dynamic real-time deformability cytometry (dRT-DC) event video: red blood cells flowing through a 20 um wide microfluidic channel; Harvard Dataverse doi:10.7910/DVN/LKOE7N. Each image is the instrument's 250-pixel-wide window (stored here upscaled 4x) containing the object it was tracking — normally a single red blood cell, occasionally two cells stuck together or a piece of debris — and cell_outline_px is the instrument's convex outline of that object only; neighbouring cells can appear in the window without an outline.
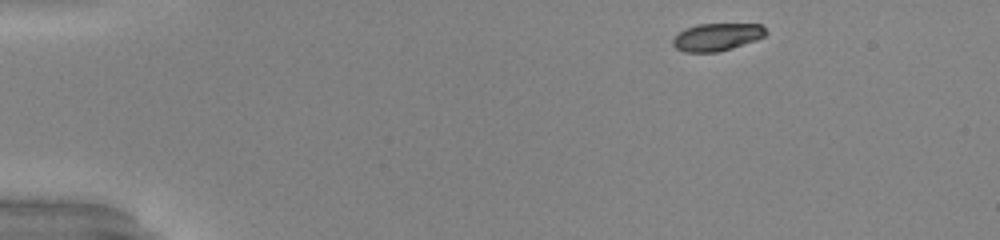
{"species": "common noctule bat (a hibernating species)", "species_latin": "Nyctalus noctula", "temperature_condition": "warm", "stored_images_in_passage": 45, "camera_frame_rate_fps": 3000, "um_per_image_px": 0.085, "animal": {"sex": "male", "body_mass_g": 20.0, "forearm_length_mm": 53.3}, "frame": {"image": 1, "passage_image": 1, "time_ms": 0.0, "image_size_px": [1000, 240], "cell_outline_px": [[768, 32], [764, 36], [756, 40], [732, 48], [716, 52], [684, 52], [676, 48], [672, 44], [672, 40], [684, 28], [696, 24], [760, 24]], "centroid_in_image_um": [60.92, 3.14], "position_along_channel_um": 24.1, "area_um2": 14.91}}
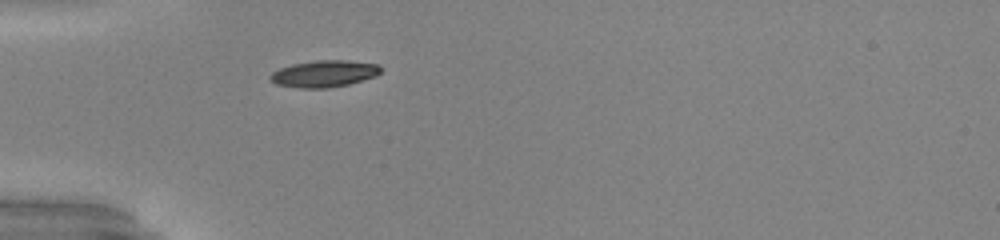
{"frame": {"image": 2, "passage_image": 10, "time_ms": 3.0, "image_size_px": [1000, 240], "cell_outline_px": [[380, 72], [376, 76], [348, 84], [328, 88], [296, 88], [276, 84], [268, 80], [268, 76], [272, 72], [280, 68], [292, 64], [316, 60], [348, 60], [376, 64], [380, 68]], "centroid_in_image_um": [27.49, 6.27], "position_along_channel_um": 57.5, "area_um2": 17.28}}
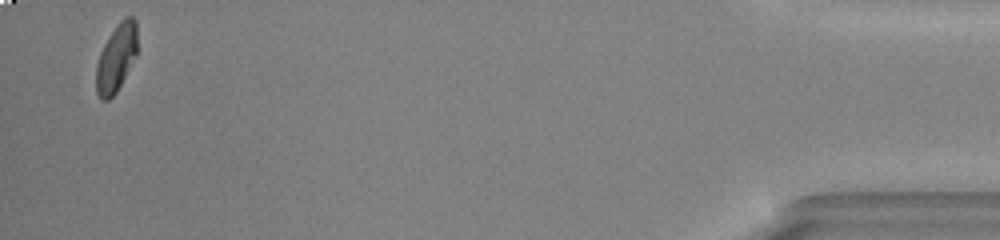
{"frame": {"image": 3, "passage_image": 44, "time_ms": 14.333, "image_size_px": [1000, 240], "cell_outline_px": [[136, 56], [116, 92], [108, 100], [100, 100], [96, 92], [96, 64], [100, 52], [108, 36], [120, 20], [124, 16], [132, 16], [136, 20]], "centroid_in_image_um": [9.86, 4.91], "position_along_channel_um": 425.3, "area_um2": 16.18}, "authors_computed_cell_mechanics": {"area_um2": 17.1666, "velocity_mm_per_s": 4.0212, "shape_relaxation_time_tau1_ms": 3.3954, "shape_relaxation_time_tau2_ms": 1.7202, "deformation_change_tau1": 0.1726, "deformation_change_tau2": 0.0557}}